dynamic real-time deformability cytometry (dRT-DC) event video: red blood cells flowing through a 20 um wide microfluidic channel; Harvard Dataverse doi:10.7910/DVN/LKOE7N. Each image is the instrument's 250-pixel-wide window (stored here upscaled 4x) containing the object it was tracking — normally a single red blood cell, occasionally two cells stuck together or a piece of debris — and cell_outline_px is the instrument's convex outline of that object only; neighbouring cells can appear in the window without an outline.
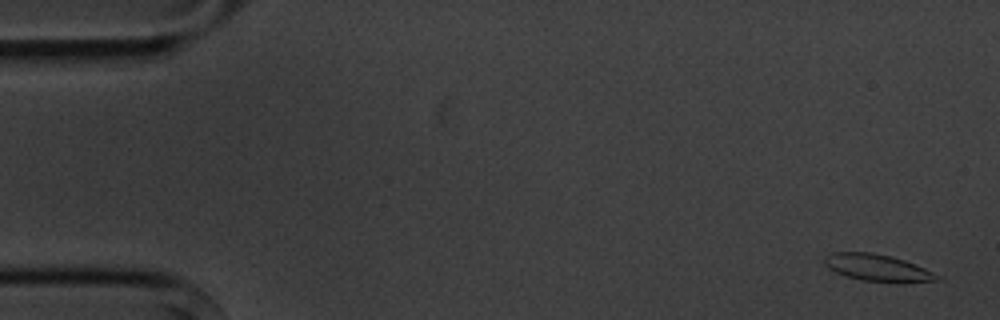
{"species": "common noctule bat (a hibernating species)", "species_latin": "Nyctalus noctula", "temperature_condition": "cold", "stored_images_in_passage": 5, "camera_frame_rate_fps": 3000, "um_per_image_px": 0.085, "animal": {"sex": "male", "body_mass_g": 20.1, "forearm_length_mm": 53.5}, "frame": {"image": 1, "passage_image": 1, "time_ms": 0.0, "image_size_px": [1000, 320], "cell_outline_px": [[940, 280], [864, 280], [844, 276], [828, 268], [824, 264], [824, 256], [832, 252], [872, 252], [892, 256], [916, 264], [940, 276]], "centroid_in_image_um": [74.47, 22.7], "position_along_channel_um": 10.5, "area_um2": 16.94}}
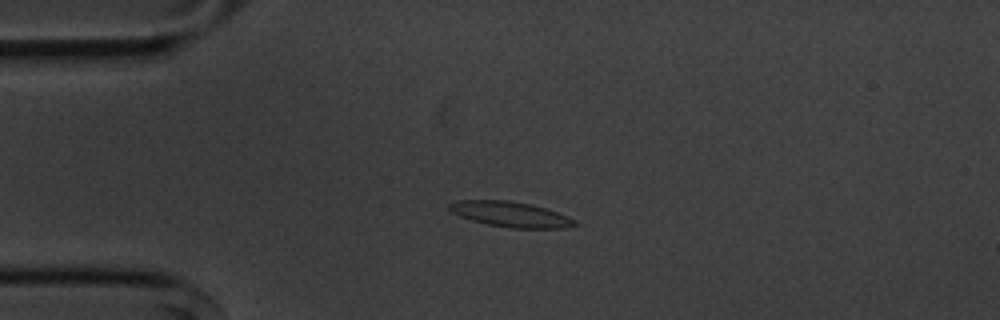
{"frame": {"image": 2, "passage_image": 4, "time_ms": 3.667, "image_size_px": [1000, 320], "cell_outline_px": [[580, 224], [568, 228], [512, 228], [488, 224], [472, 220], [460, 216], [452, 212], [448, 208], [448, 204], [456, 200], [508, 200], [532, 204], [568, 216], [576, 220]], "centroid_in_image_um": [43.42, 18.21], "position_along_channel_um": 41.6, "area_um2": 18.55}}